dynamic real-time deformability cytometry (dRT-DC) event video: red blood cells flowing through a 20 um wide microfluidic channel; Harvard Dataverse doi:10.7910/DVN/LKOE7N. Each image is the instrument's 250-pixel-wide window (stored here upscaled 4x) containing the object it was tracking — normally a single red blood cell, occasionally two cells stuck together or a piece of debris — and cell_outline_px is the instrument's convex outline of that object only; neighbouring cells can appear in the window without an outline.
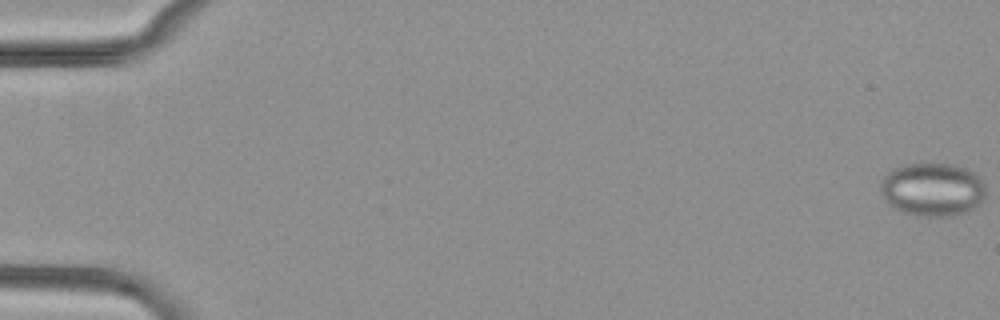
{"species": "common noctule bat (a hibernating species)", "species_latin": "Nyctalus noctula", "temperature_condition": "cold", "stored_images_in_passage": 55, "camera_frame_rate_fps": 3000, "um_per_image_px": 0.085, "animal": {"sex": "female", "body_mass_g": 29.2, "forearm_length_mm": 56.3}, "frame": {"image": 1, "passage_image": 1, "time_ms": 0.0, "image_size_px": [1000, 320], "cell_outline_px": [[984, 200], [980, 204], [968, 212], [948, 216], [920, 216], [904, 212], [892, 208], [884, 200], [880, 188], [880, 180], [892, 168], [904, 164], [952, 164], [964, 168], [972, 172], [984, 184]], "centroid_in_image_um": [79.22, 16.11], "position_along_channel_um": 5.8, "area_um2": 32.83}}
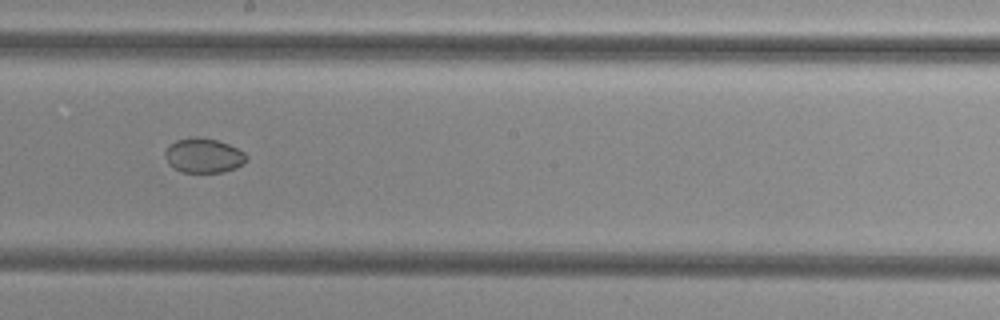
{"frame": {"image": 2, "passage_image": 32, "time_ms": 10.333, "image_size_px": [1000, 320], "cell_outline_px": [[248, 160], [244, 164], [236, 168], [224, 172], [180, 172], [172, 168], [168, 164], [164, 156], [164, 152], [176, 140], [188, 136], [196, 136], [216, 140], [228, 144], [244, 152], [248, 156]], "centroid_in_image_um": [17.3, 13.23], "position_along_channel_um": 230.9, "area_um2": 16.65}}
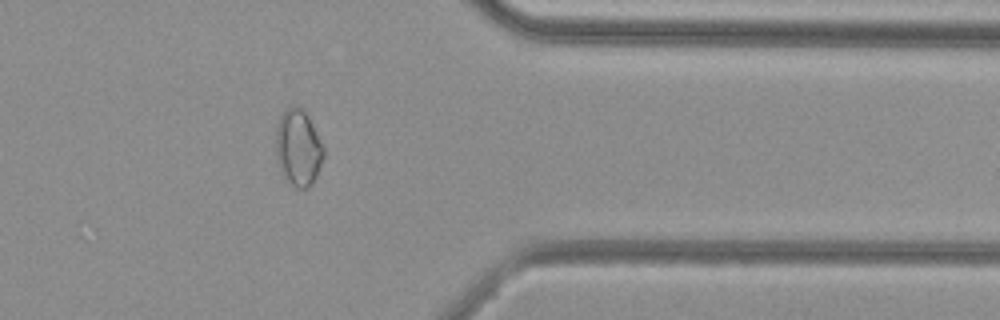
{"frame": {"image": 3, "passage_image": 45, "time_ms": 14.667, "image_size_px": [1000, 320], "cell_outline_px": [[324, 156], [316, 176], [312, 184], [308, 188], [296, 188], [284, 176], [280, 168], [276, 156], [276, 124], [280, 116], [288, 108], [300, 108], [308, 116], [324, 148]], "centroid_in_image_um": [25.35, 12.59], "position_along_channel_um": 386.1, "area_um2": 20.87}}